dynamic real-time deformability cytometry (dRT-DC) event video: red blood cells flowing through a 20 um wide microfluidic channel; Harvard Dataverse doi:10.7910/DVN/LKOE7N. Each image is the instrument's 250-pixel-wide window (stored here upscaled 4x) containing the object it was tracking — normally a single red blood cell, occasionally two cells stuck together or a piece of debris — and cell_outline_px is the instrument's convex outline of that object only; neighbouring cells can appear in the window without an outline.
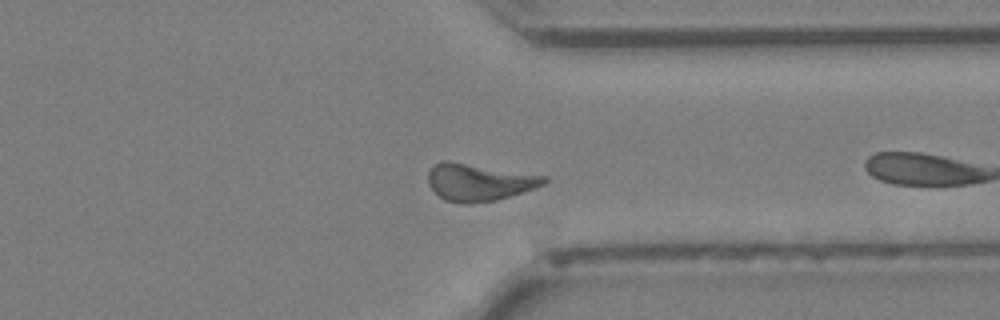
{"species": "Egyptian fruit bat (a non-hibernating species)", "species_latin": "Rousettus aegyptiacus", "temperature_condition": "cold", "stored_images_in_passage": 27, "camera_frame_rate_fps": 3000, "um_per_image_px": 0.085, "animal": {"sex": "female"}, "frame": {"image": 1, "passage_image": 20, "time_ms": 6.333, "image_size_px": [1000, 320], "cell_outline_px": [[548, 180], [544, 184], [536, 188], [496, 200], [472, 204], [464, 204], [444, 200], [428, 184], [428, 172], [432, 164], [440, 160], [448, 160], [548, 176]], "centroid_in_image_um": [40.7, 15.47], "position_along_channel_um": 370.7, "area_um2": 25.43}}